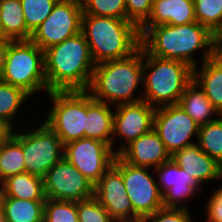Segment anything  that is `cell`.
Instances as JSON below:
<instances>
[{"label": "cell", "instance_id": "obj_40", "mask_svg": "<svg viewBox=\"0 0 222 222\" xmlns=\"http://www.w3.org/2000/svg\"><path fill=\"white\" fill-rule=\"evenodd\" d=\"M0 222H7L5 216V210L1 201H0Z\"/></svg>", "mask_w": 222, "mask_h": 222}, {"label": "cell", "instance_id": "obj_34", "mask_svg": "<svg viewBox=\"0 0 222 222\" xmlns=\"http://www.w3.org/2000/svg\"><path fill=\"white\" fill-rule=\"evenodd\" d=\"M188 209L161 208L156 212L146 215L142 222H193L196 221ZM194 218V220H193Z\"/></svg>", "mask_w": 222, "mask_h": 222}, {"label": "cell", "instance_id": "obj_2", "mask_svg": "<svg viewBox=\"0 0 222 222\" xmlns=\"http://www.w3.org/2000/svg\"><path fill=\"white\" fill-rule=\"evenodd\" d=\"M48 91L88 90L96 66L82 32L44 51Z\"/></svg>", "mask_w": 222, "mask_h": 222}, {"label": "cell", "instance_id": "obj_10", "mask_svg": "<svg viewBox=\"0 0 222 222\" xmlns=\"http://www.w3.org/2000/svg\"><path fill=\"white\" fill-rule=\"evenodd\" d=\"M83 7L78 0H59L51 14L32 33L31 41L45 51L81 32Z\"/></svg>", "mask_w": 222, "mask_h": 222}, {"label": "cell", "instance_id": "obj_12", "mask_svg": "<svg viewBox=\"0 0 222 222\" xmlns=\"http://www.w3.org/2000/svg\"><path fill=\"white\" fill-rule=\"evenodd\" d=\"M155 110L143 100L114 107L112 150L116 155L153 129Z\"/></svg>", "mask_w": 222, "mask_h": 222}, {"label": "cell", "instance_id": "obj_13", "mask_svg": "<svg viewBox=\"0 0 222 222\" xmlns=\"http://www.w3.org/2000/svg\"><path fill=\"white\" fill-rule=\"evenodd\" d=\"M63 156L95 185L111 167L116 154L100 140L81 138L65 144Z\"/></svg>", "mask_w": 222, "mask_h": 222}, {"label": "cell", "instance_id": "obj_28", "mask_svg": "<svg viewBox=\"0 0 222 222\" xmlns=\"http://www.w3.org/2000/svg\"><path fill=\"white\" fill-rule=\"evenodd\" d=\"M196 144L217 163H222V115L199 127Z\"/></svg>", "mask_w": 222, "mask_h": 222}, {"label": "cell", "instance_id": "obj_29", "mask_svg": "<svg viewBox=\"0 0 222 222\" xmlns=\"http://www.w3.org/2000/svg\"><path fill=\"white\" fill-rule=\"evenodd\" d=\"M27 29L33 33L51 14L59 0H20Z\"/></svg>", "mask_w": 222, "mask_h": 222}, {"label": "cell", "instance_id": "obj_36", "mask_svg": "<svg viewBox=\"0 0 222 222\" xmlns=\"http://www.w3.org/2000/svg\"><path fill=\"white\" fill-rule=\"evenodd\" d=\"M205 200V222H222V182L216 187Z\"/></svg>", "mask_w": 222, "mask_h": 222}, {"label": "cell", "instance_id": "obj_30", "mask_svg": "<svg viewBox=\"0 0 222 222\" xmlns=\"http://www.w3.org/2000/svg\"><path fill=\"white\" fill-rule=\"evenodd\" d=\"M43 222H79L77 202L46 198Z\"/></svg>", "mask_w": 222, "mask_h": 222}, {"label": "cell", "instance_id": "obj_14", "mask_svg": "<svg viewBox=\"0 0 222 222\" xmlns=\"http://www.w3.org/2000/svg\"><path fill=\"white\" fill-rule=\"evenodd\" d=\"M48 199L81 201L94 196V184L64 156L43 177Z\"/></svg>", "mask_w": 222, "mask_h": 222}, {"label": "cell", "instance_id": "obj_32", "mask_svg": "<svg viewBox=\"0 0 222 222\" xmlns=\"http://www.w3.org/2000/svg\"><path fill=\"white\" fill-rule=\"evenodd\" d=\"M196 21L211 32L222 20V0H193Z\"/></svg>", "mask_w": 222, "mask_h": 222}, {"label": "cell", "instance_id": "obj_5", "mask_svg": "<svg viewBox=\"0 0 222 222\" xmlns=\"http://www.w3.org/2000/svg\"><path fill=\"white\" fill-rule=\"evenodd\" d=\"M143 101L158 108L178 104L193 81V68L185 62L159 58L143 49Z\"/></svg>", "mask_w": 222, "mask_h": 222}, {"label": "cell", "instance_id": "obj_7", "mask_svg": "<svg viewBox=\"0 0 222 222\" xmlns=\"http://www.w3.org/2000/svg\"><path fill=\"white\" fill-rule=\"evenodd\" d=\"M44 97L40 99L48 98L49 106L46 105V110L38 116L56 133L62 144L84 138L87 90L49 91Z\"/></svg>", "mask_w": 222, "mask_h": 222}, {"label": "cell", "instance_id": "obj_41", "mask_svg": "<svg viewBox=\"0 0 222 222\" xmlns=\"http://www.w3.org/2000/svg\"><path fill=\"white\" fill-rule=\"evenodd\" d=\"M0 36H4V30L1 24V20H0Z\"/></svg>", "mask_w": 222, "mask_h": 222}, {"label": "cell", "instance_id": "obj_17", "mask_svg": "<svg viewBox=\"0 0 222 222\" xmlns=\"http://www.w3.org/2000/svg\"><path fill=\"white\" fill-rule=\"evenodd\" d=\"M118 156L128 164L152 169L171 160L170 153L154 129L132 141Z\"/></svg>", "mask_w": 222, "mask_h": 222}, {"label": "cell", "instance_id": "obj_26", "mask_svg": "<svg viewBox=\"0 0 222 222\" xmlns=\"http://www.w3.org/2000/svg\"><path fill=\"white\" fill-rule=\"evenodd\" d=\"M0 20L4 37L14 41L31 39L20 0H0Z\"/></svg>", "mask_w": 222, "mask_h": 222}, {"label": "cell", "instance_id": "obj_35", "mask_svg": "<svg viewBox=\"0 0 222 222\" xmlns=\"http://www.w3.org/2000/svg\"><path fill=\"white\" fill-rule=\"evenodd\" d=\"M153 0H125L127 20L140 28L150 17Z\"/></svg>", "mask_w": 222, "mask_h": 222}, {"label": "cell", "instance_id": "obj_15", "mask_svg": "<svg viewBox=\"0 0 222 222\" xmlns=\"http://www.w3.org/2000/svg\"><path fill=\"white\" fill-rule=\"evenodd\" d=\"M155 172L160 192L163 194L164 208L190 210L189 203H192L193 199L201 198L200 194H205V188L172 159L157 167Z\"/></svg>", "mask_w": 222, "mask_h": 222}, {"label": "cell", "instance_id": "obj_31", "mask_svg": "<svg viewBox=\"0 0 222 222\" xmlns=\"http://www.w3.org/2000/svg\"><path fill=\"white\" fill-rule=\"evenodd\" d=\"M83 14L127 19L125 0H82Z\"/></svg>", "mask_w": 222, "mask_h": 222}, {"label": "cell", "instance_id": "obj_9", "mask_svg": "<svg viewBox=\"0 0 222 222\" xmlns=\"http://www.w3.org/2000/svg\"><path fill=\"white\" fill-rule=\"evenodd\" d=\"M113 165L122 173L126 193L133 207V221L163 208V194L155 169L134 166L115 156Z\"/></svg>", "mask_w": 222, "mask_h": 222}, {"label": "cell", "instance_id": "obj_6", "mask_svg": "<svg viewBox=\"0 0 222 222\" xmlns=\"http://www.w3.org/2000/svg\"><path fill=\"white\" fill-rule=\"evenodd\" d=\"M0 80L21 88L33 99L44 97L49 92L45 77L44 51L31 40L13 41L7 51Z\"/></svg>", "mask_w": 222, "mask_h": 222}, {"label": "cell", "instance_id": "obj_38", "mask_svg": "<svg viewBox=\"0 0 222 222\" xmlns=\"http://www.w3.org/2000/svg\"><path fill=\"white\" fill-rule=\"evenodd\" d=\"M13 41L14 40L8 37L0 36V74L2 73L5 66L7 51Z\"/></svg>", "mask_w": 222, "mask_h": 222}, {"label": "cell", "instance_id": "obj_23", "mask_svg": "<svg viewBox=\"0 0 222 222\" xmlns=\"http://www.w3.org/2000/svg\"><path fill=\"white\" fill-rule=\"evenodd\" d=\"M0 197L46 200L44 179L27 172L9 176L0 183Z\"/></svg>", "mask_w": 222, "mask_h": 222}, {"label": "cell", "instance_id": "obj_39", "mask_svg": "<svg viewBox=\"0 0 222 222\" xmlns=\"http://www.w3.org/2000/svg\"><path fill=\"white\" fill-rule=\"evenodd\" d=\"M10 133V130L0 122V142Z\"/></svg>", "mask_w": 222, "mask_h": 222}, {"label": "cell", "instance_id": "obj_16", "mask_svg": "<svg viewBox=\"0 0 222 222\" xmlns=\"http://www.w3.org/2000/svg\"><path fill=\"white\" fill-rule=\"evenodd\" d=\"M94 197L115 221H133V207L126 193L122 173L112 164L94 185Z\"/></svg>", "mask_w": 222, "mask_h": 222}, {"label": "cell", "instance_id": "obj_4", "mask_svg": "<svg viewBox=\"0 0 222 222\" xmlns=\"http://www.w3.org/2000/svg\"><path fill=\"white\" fill-rule=\"evenodd\" d=\"M81 32L96 65L127 58L141 46L139 28L127 19L83 14Z\"/></svg>", "mask_w": 222, "mask_h": 222}, {"label": "cell", "instance_id": "obj_19", "mask_svg": "<svg viewBox=\"0 0 222 222\" xmlns=\"http://www.w3.org/2000/svg\"><path fill=\"white\" fill-rule=\"evenodd\" d=\"M34 100L35 99H32V97L21 88L0 80V122L10 131L18 129L20 126H24L27 119H24L22 122V118L27 116V109H29L28 107L31 106V103L32 101L34 102ZM26 106L27 109H25ZM25 110L26 112H23ZM21 112L23 113L21 114ZM18 117L20 118L17 119Z\"/></svg>", "mask_w": 222, "mask_h": 222}, {"label": "cell", "instance_id": "obj_20", "mask_svg": "<svg viewBox=\"0 0 222 222\" xmlns=\"http://www.w3.org/2000/svg\"><path fill=\"white\" fill-rule=\"evenodd\" d=\"M114 106L94 100L87 91L84 138L100 140L112 148Z\"/></svg>", "mask_w": 222, "mask_h": 222}, {"label": "cell", "instance_id": "obj_25", "mask_svg": "<svg viewBox=\"0 0 222 222\" xmlns=\"http://www.w3.org/2000/svg\"><path fill=\"white\" fill-rule=\"evenodd\" d=\"M23 172L25 163L21 146V128H18L10 131L0 142V183L9 176Z\"/></svg>", "mask_w": 222, "mask_h": 222}, {"label": "cell", "instance_id": "obj_18", "mask_svg": "<svg viewBox=\"0 0 222 222\" xmlns=\"http://www.w3.org/2000/svg\"><path fill=\"white\" fill-rule=\"evenodd\" d=\"M171 159L189 176H193L203 188L210 182L214 185L215 182L220 184L222 181L220 164L203 152L197 144L175 152Z\"/></svg>", "mask_w": 222, "mask_h": 222}, {"label": "cell", "instance_id": "obj_8", "mask_svg": "<svg viewBox=\"0 0 222 222\" xmlns=\"http://www.w3.org/2000/svg\"><path fill=\"white\" fill-rule=\"evenodd\" d=\"M34 117L36 118H33L32 121L29 119V123L21 128L25 172L44 177L47 171L63 157L64 145L42 119H37L38 116ZM34 119L35 122H33ZM37 120L41 122L38 123Z\"/></svg>", "mask_w": 222, "mask_h": 222}, {"label": "cell", "instance_id": "obj_1", "mask_svg": "<svg viewBox=\"0 0 222 222\" xmlns=\"http://www.w3.org/2000/svg\"><path fill=\"white\" fill-rule=\"evenodd\" d=\"M139 31L141 47L159 58L179 60L195 68L215 55L211 31L197 21L185 25L141 26Z\"/></svg>", "mask_w": 222, "mask_h": 222}, {"label": "cell", "instance_id": "obj_24", "mask_svg": "<svg viewBox=\"0 0 222 222\" xmlns=\"http://www.w3.org/2000/svg\"><path fill=\"white\" fill-rule=\"evenodd\" d=\"M178 105L200 126L210 123L220 116L194 80L184 90Z\"/></svg>", "mask_w": 222, "mask_h": 222}, {"label": "cell", "instance_id": "obj_11", "mask_svg": "<svg viewBox=\"0 0 222 222\" xmlns=\"http://www.w3.org/2000/svg\"><path fill=\"white\" fill-rule=\"evenodd\" d=\"M199 127L178 104L155 110L153 129L171 156L184 147L196 144Z\"/></svg>", "mask_w": 222, "mask_h": 222}, {"label": "cell", "instance_id": "obj_37", "mask_svg": "<svg viewBox=\"0 0 222 222\" xmlns=\"http://www.w3.org/2000/svg\"><path fill=\"white\" fill-rule=\"evenodd\" d=\"M212 33V46L215 55L222 57V20L221 22L213 29Z\"/></svg>", "mask_w": 222, "mask_h": 222}, {"label": "cell", "instance_id": "obj_42", "mask_svg": "<svg viewBox=\"0 0 222 222\" xmlns=\"http://www.w3.org/2000/svg\"><path fill=\"white\" fill-rule=\"evenodd\" d=\"M220 175H221V180H222V163L220 164Z\"/></svg>", "mask_w": 222, "mask_h": 222}, {"label": "cell", "instance_id": "obj_33", "mask_svg": "<svg viewBox=\"0 0 222 222\" xmlns=\"http://www.w3.org/2000/svg\"><path fill=\"white\" fill-rule=\"evenodd\" d=\"M77 212L79 222H115L94 196L78 201Z\"/></svg>", "mask_w": 222, "mask_h": 222}, {"label": "cell", "instance_id": "obj_22", "mask_svg": "<svg viewBox=\"0 0 222 222\" xmlns=\"http://www.w3.org/2000/svg\"><path fill=\"white\" fill-rule=\"evenodd\" d=\"M199 65L193 68V80L222 115V57L213 56Z\"/></svg>", "mask_w": 222, "mask_h": 222}, {"label": "cell", "instance_id": "obj_21", "mask_svg": "<svg viewBox=\"0 0 222 222\" xmlns=\"http://www.w3.org/2000/svg\"><path fill=\"white\" fill-rule=\"evenodd\" d=\"M196 22L193 0H153L152 12L142 26L185 25Z\"/></svg>", "mask_w": 222, "mask_h": 222}, {"label": "cell", "instance_id": "obj_3", "mask_svg": "<svg viewBox=\"0 0 222 222\" xmlns=\"http://www.w3.org/2000/svg\"><path fill=\"white\" fill-rule=\"evenodd\" d=\"M143 48L131 56L97 64L88 88L94 100L111 106L143 100ZM139 92V93H138Z\"/></svg>", "mask_w": 222, "mask_h": 222}, {"label": "cell", "instance_id": "obj_27", "mask_svg": "<svg viewBox=\"0 0 222 222\" xmlns=\"http://www.w3.org/2000/svg\"><path fill=\"white\" fill-rule=\"evenodd\" d=\"M7 222H43L45 200L0 197Z\"/></svg>", "mask_w": 222, "mask_h": 222}, {"label": "cell", "instance_id": "obj_43", "mask_svg": "<svg viewBox=\"0 0 222 222\" xmlns=\"http://www.w3.org/2000/svg\"><path fill=\"white\" fill-rule=\"evenodd\" d=\"M119 222H142L141 220H136V221H119Z\"/></svg>", "mask_w": 222, "mask_h": 222}]
</instances>
